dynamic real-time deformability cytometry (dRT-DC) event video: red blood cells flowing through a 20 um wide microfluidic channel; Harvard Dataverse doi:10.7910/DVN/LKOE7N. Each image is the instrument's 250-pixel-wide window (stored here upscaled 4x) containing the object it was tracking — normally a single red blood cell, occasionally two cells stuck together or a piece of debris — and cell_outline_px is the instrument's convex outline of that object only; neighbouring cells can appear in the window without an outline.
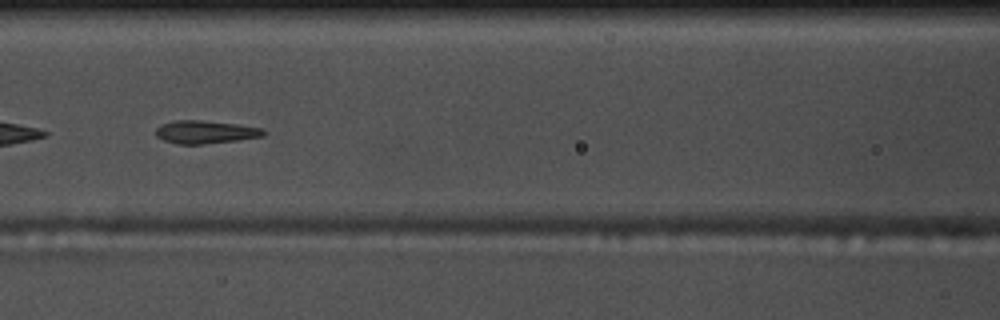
{"species": "common noctule bat (a hibernating species)", "species_latin": "Nyctalus noctula", "temperature_condition": "warm", "stored_images_in_passage": 44, "camera_frame_rate_fps": 3000, "um_per_image_px": 0.085, "animal": {"sex": "male", "body_mass_g": 17.5, "forearm_length_mm": 52.3}, "frame": {"image": 1, "passage_image": 11, "time_ms": 3.333, "image_size_px": [1000, 320], "cell_outline_px": [[264, 136], [240, 140], [204, 144], [176, 144], [164, 140], [156, 136], [156, 128], [160, 124], [176, 120], [200, 120], [236, 124], [264, 128]], "centroid_in_image_um": [17.45, 11.22], "position_along_channel_um": 149.1, "area_um2": 14.51}}
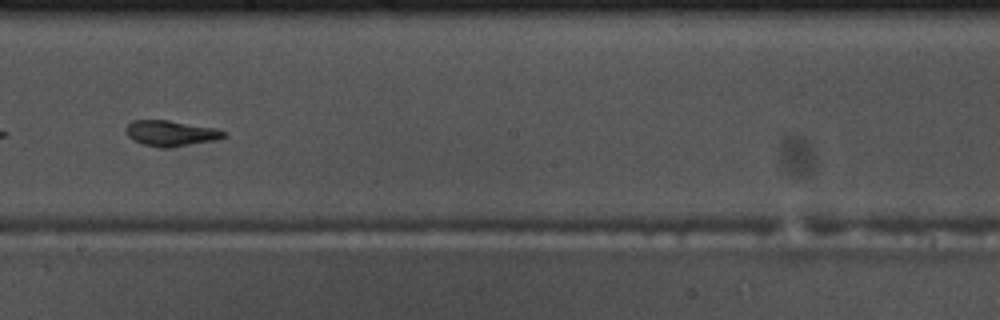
{"frame": {"image": 2, "passage_image": 18, "time_ms": 5.667, "image_size_px": [1000, 320], "cell_outline_px": [[228, 136], [220, 140], [172, 148], [160, 148], [144, 144], [132, 140], [124, 132], [124, 128], [132, 120], [168, 120], [216, 128], [228, 132]], "centroid_in_image_um": [14.57, 11.34], "position_along_channel_um": 233.6, "area_um2": 15.14}}
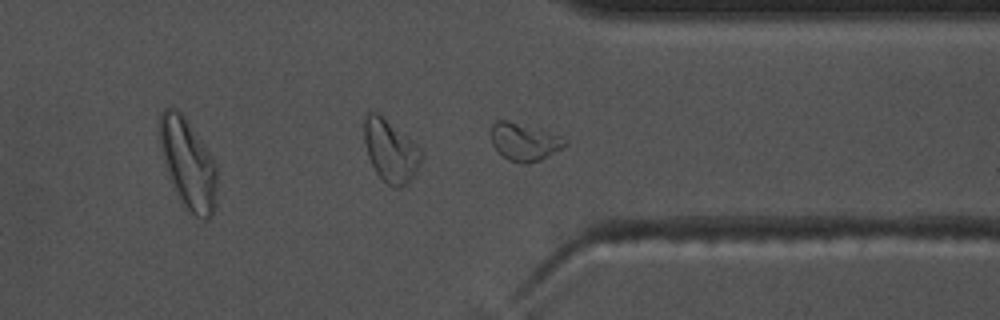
{"frame": {"image": 3, "passage_image": 29, "time_ms": 9.333, "image_size_px": [1000, 320], "cell_outline_px": [[568, 144], [564, 148], [540, 160], [528, 164], [520, 164], [508, 160], [492, 144], [492, 124], [496, 120], [508, 120], [560, 136], [568, 140]], "centroid_in_image_um": [44.59, 12.08], "position_along_channel_um": 366.8, "area_um2": 16.07}, "authors_computed_cell_mechanics": {"area_um2": 15.2014, "velocity_mm_per_s": 3.6507, "shape_relaxation_time_tau1_ms": 4.8737, "shape_relaxation_time_tau2_ms": 1.3259, "deformation_change_tau1": 0.2147, "deformation_change_tau2": 0.049}}